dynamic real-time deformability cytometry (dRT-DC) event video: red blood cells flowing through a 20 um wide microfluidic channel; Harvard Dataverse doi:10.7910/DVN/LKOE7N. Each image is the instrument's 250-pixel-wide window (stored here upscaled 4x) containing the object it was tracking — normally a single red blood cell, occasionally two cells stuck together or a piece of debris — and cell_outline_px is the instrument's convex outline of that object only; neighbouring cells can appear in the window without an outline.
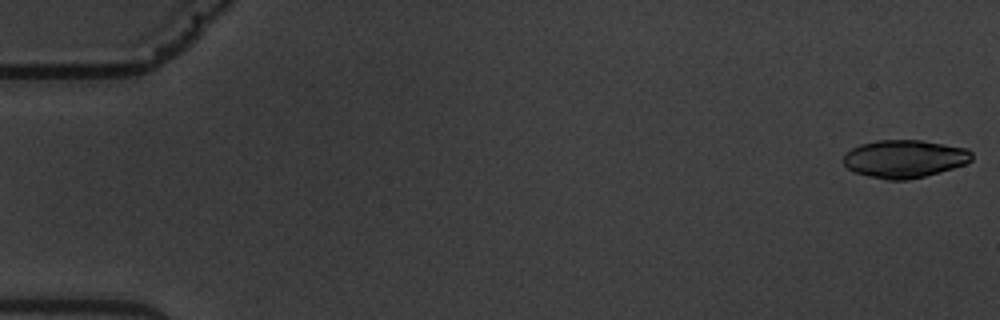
{"species": "common noctule bat (a hibernating species)", "species_latin": "Nyctalus noctula", "temperature_condition": "warm", "stored_images_in_passage": 6, "camera_frame_rate_fps": 3000, "um_per_image_px": 0.085, "animal": {"sex": "male", "body_mass_g": 19.5, "forearm_length_mm": 54.6}, "frame": {"image": 1, "passage_image": 1, "time_ms": 0.0, "image_size_px": [1000, 320], "cell_outline_px": [[972, 160], [964, 164], [940, 172], [908, 180], [888, 180], [868, 176], [856, 172], [848, 168], [844, 164], [844, 156], [852, 148], [860, 144], [876, 140], [920, 140], [968, 148], [972, 152]], "centroid_in_image_um": [76.9, 13.49], "position_along_channel_um": 8.1, "area_um2": 28.21}}